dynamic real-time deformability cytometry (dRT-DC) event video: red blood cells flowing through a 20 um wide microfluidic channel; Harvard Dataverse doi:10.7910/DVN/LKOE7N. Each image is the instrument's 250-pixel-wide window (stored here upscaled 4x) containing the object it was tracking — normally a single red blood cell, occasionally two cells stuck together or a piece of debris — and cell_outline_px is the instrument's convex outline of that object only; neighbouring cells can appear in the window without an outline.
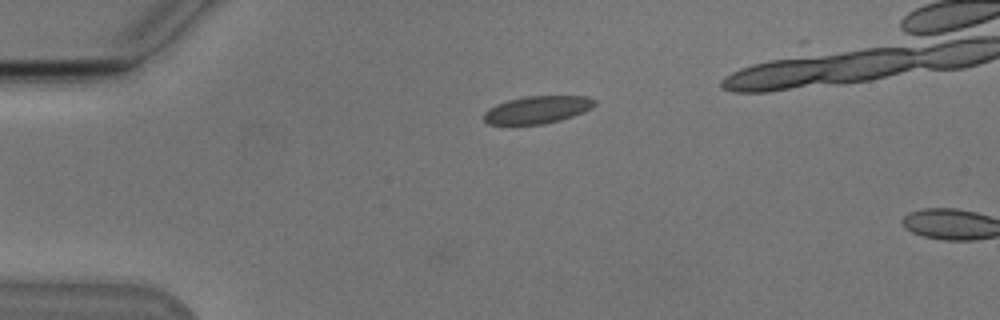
{"species": "Egyptian fruit bat (a non-hibernating species)", "species_latin": "Rousettus aegyptiacus", "temperature_condition": "cold", "stored_images_in_passage": 37, "camera_frame_rate_fps": 3000, "um_per_image_px": 0.085, "animal": {"sex": "male"}, "frame": {"image": 1, "passage_image": 1, "time_ms": 0.0, "image_size_px": [1000, 320], "cell_outline_px": [[596, 104], [592, 108], [584, 112], [560, 120], [544, 124], [488, 124], [484, 120], [484, 112], [488, 108], [496, 104], [508, 100], [528, 96], [588, 96], [596, 100]], "centroid_in_image_um": [45.69, 9.32], "position_along_channel_um": 39.3, "area_um2": 17.74}}
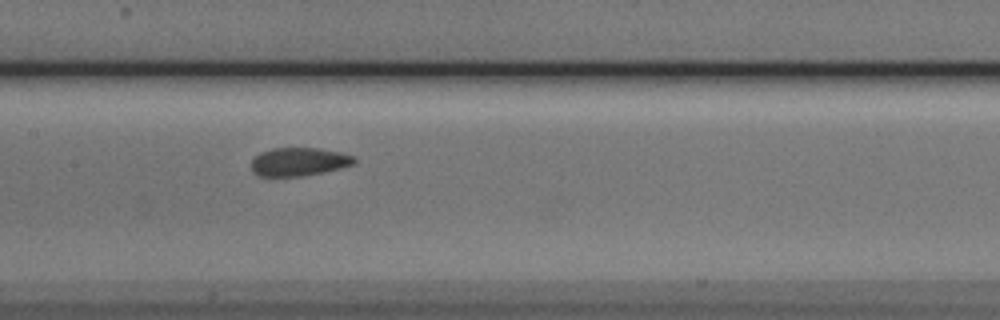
{"frame": {"image": 2, "passage_image": 15, "time_ms": 4.667, "image_size_px": [1000, 320], "cell_outline_px": [[356, 164], [324, 172], [300, 176], [260, 176], [252, 172], [252, 160], [260, 152], [272, 148], [320, 148], [340, 152], [356, 156]], "centroid_in_image_um": [25.44, 13.74], "position_along_channel_um": 182.0, "area_um2": 17.11}}
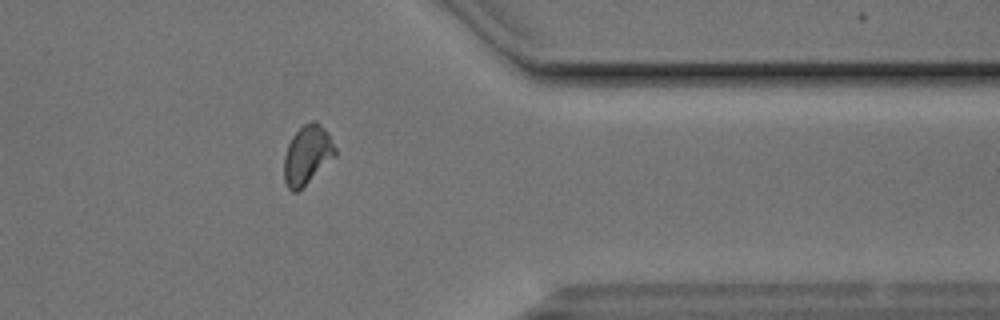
{"frame": {"image": 3, "passage_image": 32, "time_ms": 10.333, "image_size_px": [1000, 320], "cell_outline_px": [[336, 156], [296, 192], [292, 192], [288, 188], [284, 180], [284, 156], [288, 144], [292, 136], [304, 124], [312, 120], [316, 120], [328, 132], [336, 148]], "centroid_in_image_um": [26.12, 13.14], "position_along_channel_um": 385.3, "area_um2": 17.46}}